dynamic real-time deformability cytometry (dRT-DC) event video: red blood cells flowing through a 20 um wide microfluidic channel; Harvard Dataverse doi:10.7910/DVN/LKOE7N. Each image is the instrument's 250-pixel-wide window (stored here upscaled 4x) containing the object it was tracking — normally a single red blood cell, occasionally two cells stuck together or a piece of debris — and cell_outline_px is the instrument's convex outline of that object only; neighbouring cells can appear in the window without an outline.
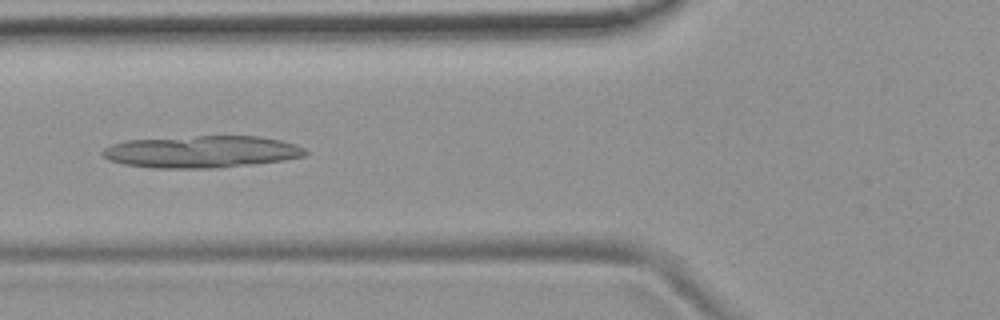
{"species": "common noctule bat (a hibernating species)", "species_latin": "Nyctalus noctula", "temperature_condition": "room temperature", "stored_images_in_passage": 5, "camera_frame_rate_fps": 3000, "um_per_image_px": 0.085, "animal": {"sex": "female", "body_mass_g": 19.9}, "frame": {"image": 1, "passage_image": 5, "time_ms": 4.667, "image_size_px": [1000, 320], "cell_outline_px": [[308, 152], [304, 156], [284, 160], [252, 164], [216, 168], [152, 168], [124, 164], [108, 160], [100, 152], [104, 148], [112, 144], [128, 140], [196, 136], [260, 136], [280, 140], [296, 144], [304, 148]], "centroid_in_image_um": [17.14, 12.9], "position_along_channel_um": 108.7, "area_um2": 37.92}}